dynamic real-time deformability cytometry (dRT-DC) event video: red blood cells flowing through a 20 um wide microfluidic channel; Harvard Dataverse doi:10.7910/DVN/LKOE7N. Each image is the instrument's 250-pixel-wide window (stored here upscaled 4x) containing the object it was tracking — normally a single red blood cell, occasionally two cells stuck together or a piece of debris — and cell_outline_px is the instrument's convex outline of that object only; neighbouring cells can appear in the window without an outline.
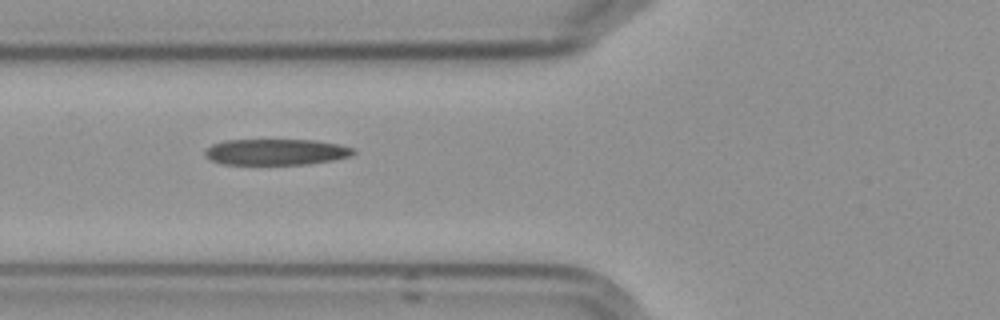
{"species": "Egyptian fruit bat (a non-hibernating species)", "species_latin": "Rousettus aegyptiacus", "temperature_condition": "cold", "stored_images_in_passage": 5, "camera_frame_rate_fps": 3000, "um_per_image_px": 0.085, "frame": {"image": 1, "passage_image": 4, "time_ms": 3.667, "image_size_px": [1000, 320], "cell_outline_px": [[356, 152], [352, 156], [332, 160], [308, 164], [224, 164], [212, 160], [204, 156], [204, 152], [212, 144], [224, 140], [316, 140], [340, 144], [352, 148]], "centroid_in_image_um": [23.48, 12.91], "position_along_channel_um": 102.3, "area_um2": 22.54}}